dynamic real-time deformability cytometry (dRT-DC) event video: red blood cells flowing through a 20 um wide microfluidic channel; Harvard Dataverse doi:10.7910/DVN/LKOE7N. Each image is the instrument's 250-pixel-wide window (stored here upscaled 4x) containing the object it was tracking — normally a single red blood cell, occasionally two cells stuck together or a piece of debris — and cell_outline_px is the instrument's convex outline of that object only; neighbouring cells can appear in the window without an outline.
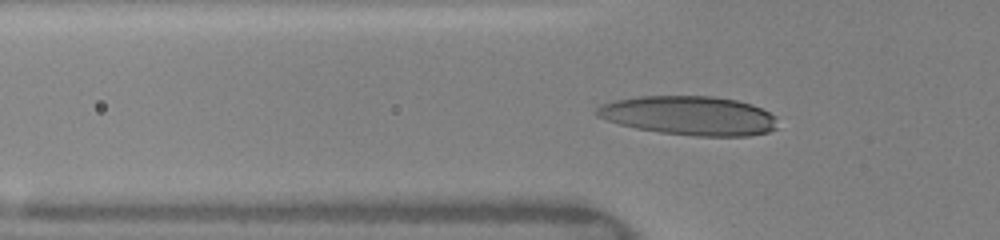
{"species": "human", "species_latin": "Homo sapiens", "temperature_condition": "warm", "stored_images_in_passage": 47, "camera_frame_rate_fps": 3000, "um_per_image_px": 0.085, "donor": {"sex": "female"}, "frame": {"image": 1, "passage_image": 17, "time_ms": 5.333, "image_size_px": [1000, 240], "cell_outline_px": [[776, 128], [768, 132], [748, 136], [696, 136], [660, 132], [636, 128], [620, 124], [596, 116], [592, 112], [600, 104], [616, 100], [640, 96], [712, 96], [736, 100], [752, 104], [776, 116]], "centroid_in_image_um": [58.57, 9.82], "position_along_channel_um": 67.2, "area_um2": 41.21}}
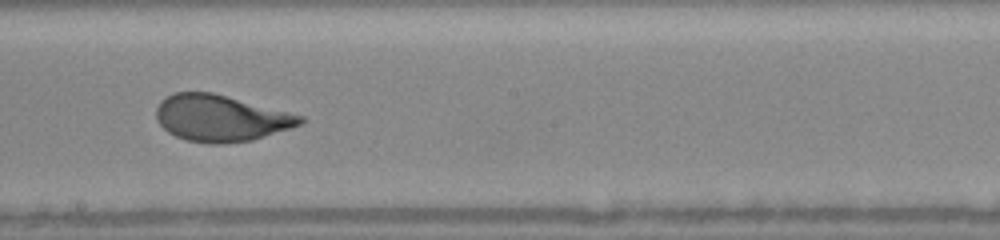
{"frame": {"image": 2, "passage_image": 29, "time_ms": 9.333, "image_size_px": [1000, 240], "cell_outline_px": [[304, 120], [300, 124], [252, 140], [220, 144], [208, 144], [184, 140], [168, 132], [156, 120], [156, 108], [160, 100], [164, 96], [172, 92], [212, 92], [304, 116]], "centroid_in_image_um": [18.69, 10.03], "position_along_channel_um": 229.5, "area_um2": 38.9}}
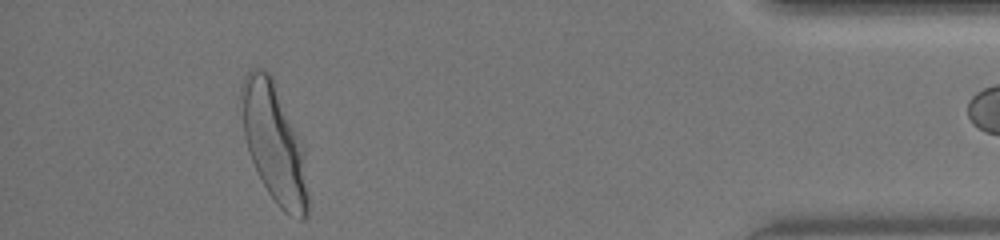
{"frame": {"image": 3, "passage_image": 46, "time_ms": 15.0, "image_size_px": [1000, 240], "cell_outline_px": [[308, 216], [304, 220], [300, 220], [284, 212], [276, 204], [268, 192], [248, 152], [244, 136], [240, 88], [244, 76], [252, 68], [264, 68], [272, 72], [304, 152], [308, 196]], "centroid_in_image_um": [23.29, 12.13], "position_along_channel_um": 411.9, "area_um2": 45.95}}